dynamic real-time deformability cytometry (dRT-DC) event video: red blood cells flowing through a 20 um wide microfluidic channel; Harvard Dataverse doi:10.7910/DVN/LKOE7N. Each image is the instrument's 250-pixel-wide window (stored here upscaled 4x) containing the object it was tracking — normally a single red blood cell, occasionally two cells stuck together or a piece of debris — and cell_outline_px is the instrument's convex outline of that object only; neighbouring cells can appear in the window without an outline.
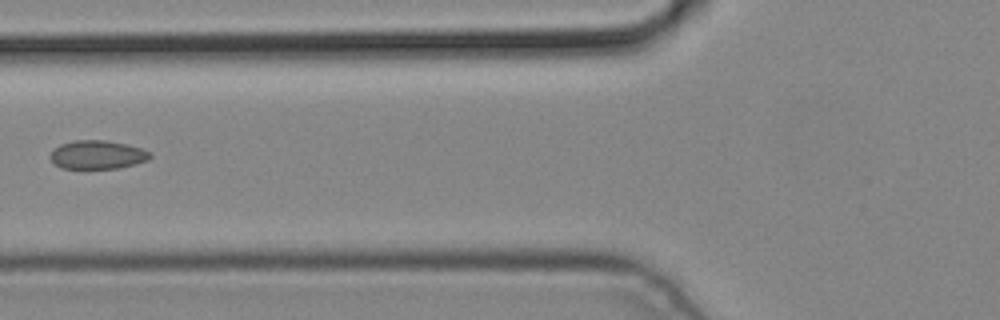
{"species": "common noctule bat (a hibernating species)", "species_latin": "Nyctalus noctula", "temperature_condition": "cold", "stored_images_in_passage": 4, "camera_frame_rate_fps": 3000, "um_per_image_px": 0.085, "animal": {"sex": "male", "body_mass_g": 19.2, "forearm_length_mm": 51.8}, "frame": {"image": 1, "passage_image": 3, "time_ms": 0.667, "image_size_px": [1000, 320], "cell_outline_px": [[152, 156], [148, 160], [136, 164], [116, 168], [60, 168], [48, 156], [52, 148], [60, 144], [76, 140], [104, 140], [128, 144], [152, 152]], "centroid_in_image_um": [8.27, 13.14], "position_along_channel_um": 117.5, "area_um2": 16.76}}
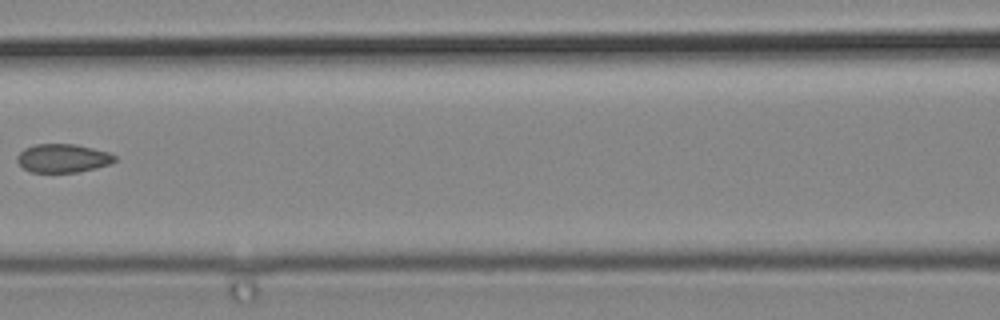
{"frame": {"image": 2, "passage_image": 4, "time_ms": 1.0, "image_size_px": [1000, 320], "cell_outline_px": [[116, 160], [108, 164], [96, 168], [76, 172], [32, 172], [24, 168], [16, 160], [16, 156], [24, 148], [36, 144], [76, 144], [108, 152], [116, 156]], "centroid_in_image_um": [5.33, 13.44], "position_along_channel_um": 161.3, "area_um2": 16.13}}